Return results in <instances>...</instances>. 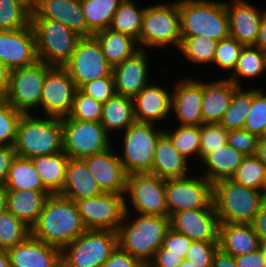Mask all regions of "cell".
I'll use <instances>...</instances> for the list:
<instances>
[{"label": "cell", "instance_id": "9", "mask_svg": "<svg viewBox=\"0 0 266 267\" xmlns=\"http://www.w3.org/2000/svg\"><path fill=\"white\" fill-rule=\"evenodd\" d=\"M117 247V232L86 229L61 249L62 267H100Z\"/></svg>", "mask_w": 266, "mask_h": 267}, {"label": "cell", "instance_id": "57", "mask_svg": "<svg viewBox=\"0 0 266 267\" xmlns=\"http://www.w3.org/2000/svg\"><path fill=\"white\" fill-rule=\"evenodd\" d=\"M236 267H266V257L258 249L255 252L234 257Z\"/></svg>", "mask_w": 266, "mask_h": 267}, {"label": "cell", "instance_id": "11", "mask_svg": "<svg viewBox=\"0 0 266 267\" xmlns=\"http://www.w3.org/2000/svg\"><path fill=\"white\" fill-rule=\"evenodd\" d=\"M195 175L190 173L185 177L165 180L169 217L188 209L215 208L213 184L200 173Z\"/></svg>", "mask_w": 266, "mask_h": 267}, {"label": "cell", "instance_id": "14", "mask_svg": "<svg viewBox=\"0 0 266 267\" xmlns=\"http://www.w3.org/2000/svg\"><path fill=\"white\" fill-rule=\"evenodd\" d=\"M82 222L88 230L117 232L125 215V194L102 193L75 201Z\"/></svg>", "mask_w": 266, "mask_h": 267}, {"label": "cell", "instance_id": "63", "mask_svg": "<svg viewBox=\"0 0 266 267\" xmlns=\"http://www.w3.org/2000/svg\"><path fill=\"white\" fill-rule=\"evenodd\" d=\"M7 210V190L5 186H0V214Z\"/></svg>", "mask_w": 266, "mask_h": 267}, {"label": "cell", "instance_id": "33", "mask_svg": "<svg viewBox=\"0 0 266 267\" xmlns=\"http://www.w3.org/2000/svg\"><path fill=\"white\" fill-rule=\"evenodd\" d=\"M108 63L114 67L140 50L138 41L110 28L93 34Z\"/></svg>", "mask_w": 266, "mask_h": 267}, {"label": "cell", "instance_id": "55", "mask_svg": "<svg viewBox=\"0 0 266 267\" xmlns=\"http://www.w3.org/2000/svg\"><path fill=\"white\" fill-rule=\"evenodd\" d=\"M183 259L178 255L168 253L167 249L162 246L154 253L152 259L148 262L146 267H179Z\"/></svg>", "mask_w": 266, "mask_h": 267}, {"label": "cell", "instance_id": "6", "mask_svg": "<svg viewBox=\"0 0 266 267\" xmlns=\"http://www.w3.org/2000/svg\"><path fill=\"white\" fill-rule=\"evenodd\" d=\"M145 6L140 49L164 50L171 45L178 50L182 39L178 0Z\"/></svg>", "mask_w": 266, "mask_h": 267}, {"label": "cell", "instance_id": "13", "mask_svg": "<svg viewBox=\"0 0 266 267\" xmlns=\"http://www.w3.org/2000/svg\"><path fill=\"white\" fill-rule=\"evenodd\" d=\"M45 74L46 64L41 61L11 70L10 88L6 100L22 114H32V112L36 114L40 111Z\"/></svg>", "mask_w": 266, "mask_h": 267}, {"label": "cell", "instance_id": "67", "mask_svg": "<svg viewBox=\"0 0 266 267\" xmlns=\"http://www.w3.org/2000/svg\"><path fill=\"white\" fill-rule=\"evenodd\" d=\"M24 1H26L31 6H33L35 4V2H36V0H24Z\"/></svg>", "mask_w": 266, "mask_h": 267}, {"label": "cell", "instance_id": "41", "mask_svg": "<svg viewBox=\"0 0 266 267\" xmlns=\"http://www.w3.org/2000/svg\"><path fill=\"white\" fill-rule=\"evenodd\" d=\"M170 127L164 129V133L170 138L174 147L181 153L187 160L189 158L195 159L194 165L199 162L200 151V126H184L178 125L171 131ZM168 129V130H166ZM194 156V157H193Z\"/></svg>", "mask_w": 266, "mask_h": 267}, {"label": "cell", "instance_id": "20", "mask_svg": "<svg viewBox=\"0 0 266 267\" xmlns=\"http://www.w3.org/2000/svg\"><path fill=\"white\" fill-rule=\"evenodd\" d=\"M82 159L103 192L126 193L128 174L125 172L113 146L104 152L89 155Z\"/></svg>", "mask_w": 266, "mask_h": 267}, {"label": "cell", "instance_id": "53", "mask_svg": "<svg viewBox=\"0 0 266 267\" xmlns=\"http://www.w3.org/2000/svg\"><path fill=\"white\" fill-rule=\"evenodd\" d=\"M192 240L186 235L180 234L170 228L163 240L162 247L168 250V253L178 255L184 259L189 250Z\"/></svg>", "mask_w": 266, "mask_h": 267}, {"label": "cell", "instance_id": "35", "mask_svg": "<svg viewBox=\"0 0 266 267\" xmlns=\"http://www.w3.org/2000/svg\"><path fill=\"white\" fill-rule=\"evenodd\" d=\"M264 74L266 75V52L256 46H244L233 73L225 78L242 87L240 79H257Z\"/></svg>", "mask_w": 266, "mask_h": 267}, {"label": "cell", "instance_id": "58", "mask_svg": "<svg viewBox=\"0 0 266 267\" xmlns=\"http://www.w3.org/2000/svg\"><path fill=\"white\" fill-rule=\"evenodd\" d=\"M253 226L256 234L259 236V239H266V200L262 203V206L253 222Z\"/></svg>", "mask_w": 266, "mask_h": 267}, {"label": "cell", "instance_id": "61", "mask_svg": "<svg viewBox=\"0 0 266 267\" xmlns=\"http://www.w3.org/2000/svg\"><path fill=\"white\" fill-rule=\"evenodd\" d=\"M260 24V30L255 46L266 52V9Z\"/></svg>", "mask_w": 266, "mask_h": 267}, {"label": "cell", "instance_id": "27", "mask_svg": "<svg viewBox=\"0 0 266 267\" xmlns=\"http://www.w3.org/2000/svg\"><path fill=\"white\" fill-rule=\"evenodd\" d=\"M190 161L191 158L187 160L179 153L170 138L163 133L158 139L150 174L165 180L185 177L192 170Z\"/></svg>", "mask_w": 266, "mask_h": 267}, {"label": "cell", "instance_id": "42", "mask_svg": "<svg viewBox=\"0 0 266 267\" xmlns=\"http://www.w3.org/2000/svg\"><path fill=\"white\" fill-rule=\"evenodd\" d=\"M32 6L24 0H0V30H18L31 23Z\"/></svg>", "mask_w": 266, "mask_h": 267}, {"label": "cell", "instance_id": "51", "mask_svg": "<svg viewBox=\"0 0 266 267\" xmlns=\"http://www.w3.org/2000/svg\"><path fill=\"white\" fill-rule=\"evenodd\" d=\"M79 90L96 101L104 104L108 99L116 94L114 78L111 74L108 77L93 80L83 84Z\"/></svg>", "mask_w": 266, "mask_h": 267}, {"label": "cell", "instance_id": "24", "mask_svg": "<svg viewBox=\"0 0 266 267\" xmlns=\"http://www.w3.org/2000/svg\"><path fill=\"white\" fill-rule=\"evenodd\" d=\"M7 253L10 267H62L61 249L32 235Z\"/></svg>", "mask_w": 266, "mask_h": 267}, {"label": "cell", "instance_id": "46", "mask_svg": "<svg viewBox=\"0 0 266 267\" xmlns=\"http://www.w3.org/2000/svg\"><path fill=\"white\" fill-rule=\"evenodd\" d=\"M243 47L241 43L231 36L220 40L216 46L212 65L218 67V70L229 72L230 76L236 67Z\"/></svg>", "mask_w": 266, "mask_h": 267}, {"label": "cell", "instance_id": "62", "mask_svg": "<svg viewBox=\"0 0 266 267\" xmlns=\"http://www.w3.org/2000/svg\"><path fill=\"white\" fill-rule=\"evenodd\" d=\"M256 156L266 166V137L259 139Z\"/></svg>", "mask_w": 266, "mask_h": 267}, {"label": "cell", "instance_id": "64", "mask_svg": "<svg viewBox=\"0 0 266 267\" xmlns=\"http://www.w3.org/2000/svg\"><path fill=\"white\" fill-rule=\"evenodd\" d=\"M0 267H10L9 257L6 250H0Z\"/></svg>", "mask_w": 266, "mask_h": 267}, {"label": "cell", "instance_id": "25", "mask_svg": "<svg viewBox=\"0 0 266 267\" xmlns=\"http://www.w3.org/2000/svg\"><path fill=\"white\" fill-rule=\"evenodd\" d=\"M152 84L150 82L133 98L134 117L137 122L159 125V121L166 122L167 117L170 118L172 90Z\"/></svg>", "mask_w": 266, "mask_h": 267}, {"label": "cell", "instance_id": "39", "mask_svg": "<svg viewBox=\"0 0 266 267\" xmlns=\"http://www.w3.org/2000/svg\"><path fill=\"white\" fill-rule=\"evenodd\" d=\"M253 104V89L238 87L233 95L228 110L219 123L227 131L243 129L245 120Z\"/></svg>", "mask_w": 266, "mask_h": 267}, {"label": "cell", "instance_id": "31", "mask_svg": "<svg viewBox=\"0 0 266 267\" xmlns=\"http://www.w3.org/2000/svg\"><path fill=\"white\" fill-rule=\"evenodd\" d=\"M49 195V191L7 190V210L31 229Z\"/></svg>", "mask_w": 266, "mask_h": 267}, {"label": "cell", "instance_id": "12", "mask_svg": "<svg viewBox=\"0 0 266 267\" xmlns=\"http://www.w3.org/2000/svg\"><path fill=\"white\" fill-rule=\"evenodd\" d=\"M128 203L135 214L169 217L165 179L150 173L129 174L125 193V204Z\"/></svg>", "mask_w": 266, "mask_h": 267}, {"label": "cell", "instance_id": "4", "mask_svg": "<svg viewBox=\"0 0 266 267\" xmlns=\"http://www.w3.org/2000/svg\"><path fill=\"white\" fill-rule=\"evenodd\" d=\"M181 36H205L220 41L230 36L226 1L178 0Z\"/></svg>", "mask_w": 266, "mask_h": 267}, {"label": "cell", "instance_id": "45", "mask_svg": "<svg viewBox=\"0 0 266 267\" xmlns=\"http://www.w3.org/2000/svg\"><path fill=\"white\" fill-rule=\"evenodd\" d=\"M243 129L257 135L266 136V90L253 89V104L245 120Z\"/></svg>", "mask_w": 266, "mask_h": 267}, {"label": "cell", "instance_id": "21", "mask_svg": "<svg viewBox=\"0 0 266 267\" xmlns=\"http://www.w3.org/2000/svg\"><path fill=\"white\" fill-rule=\"evenodd\" d=\"M230 36L243 46H255L264 10L247 0L226 1Z\"/></svg>", "mask_w": 266, "mask_h": 267}, {"label": "cell", "instance_id": "66", "mask_svg": "<svg viewBox=\"0 0 266 267\" xmlns=\"http://www.w3.org/2000/svg\"><path fill=\"white\" fill-rule=\"evenodd\" d=\"M179 267H198L194 265L191 261L183 259L181 265Z\"/></svg>", "mask_w": 266, "mask_h": 267}, {"label": "cell", "instance_id": "47", "mask_svg": "<svg viewBox=\"0 0 266 267\" xmlns=\"http://www.w3.org/2000/svg\"><path fill=\"white\" fill-rule=\"evenodd\" d=\"M22 115L7 100H0V146H14Z\"/></svg>", "mask_w": 266, "mask_h": 267}, {"label": "cell", "instance_id": "5", "mask_svg": "<svg viewBox=\"0 0 266 267\" xmlns=\"http://www.w3.org/2000/svg\"><path fill=\"white\" fill-rule=\"evenodd\" d=\"M263 192L248 188L232 179L213 184V203L219 223L253 224L262 203Z\"/></svg>", "mask_w": 266, "mask_h": 267}, {"label": "cell", "instance_id": "52", "mask_svg": "<svg viewBox=\"0 0 266 267\" xmlns=\"http://www.w3.org/2000/svg\"><path fill=\"white\" fill-rule=\"evenodd\" d=\"M259 137L248 131H228L227 144L242 153L244 156H253L257 153Z\"/></svg>", "mask_w": 266, "mask_h": 267}, {"label": "cell", "instance_id": "17", "mask_svg": "<svg viewBox=\"0 0 266 267\" xmlns=\"http://www.w3.org/2000/svg\"><path fill=\"white\" fill-rule=\"evenodd\" d=\"M178 79L171 91V114L176 116L177 125L201 126L203 81L188 75L187 78Z\"/></svg>", "mask_w": 266, "mask_h": 267}, {"label": "cell", "instance_id": "28", "mask_svg": "<svg viewBox=\"0 0 266 267\" xmlns=\"http://www.w3.org/2000/svg\"><path fill=\"white\" fill-rule=\"evenodd\" d=\"M104 193L82 158H69L66 180L59 193L67 199L78 201Z\"/></svg>", "mask_w": 266, "mask_h": 267}, {"label": "cell", "instance_id": "1", "mask_svg": "<svg viewBox=\"0 0 266 267\" xmlns=\"http://www.w3.org/2000/svg\"><path fill=\"white\" fill-rule=\"evenodd\" d=\"M85 230L76 203L60 194H51L47 197L37 222L31 228V235L62 249Z\"/></svg>", "mask_w": 266, "mask_h": 267}, {"label": "cell", "instance_id": "29", "mask_svg": "<svg viewBox=\"0 0 266 267\" xmlns=\"http://www.w3.org/2000/svg\"><path fill=\"white\" fill-rule=\"evenodd\" d=\"M219 248L233 257L255 252L260 239L253 224L219 223Z\"/></svg>", "mask_w": 266, "mask_h": 267}, {"label": "cell", "instance_id": "59", "mask_svg": "<svg viewBox=\"0 0 266 267\" xmlns=\"http://www.w3.org/2000/svg\"><path fill=\"white\" fill-rule=\"evenodd\" d=\"M10 69L0 62V100H6L10 88Z\"/></svg>", "mask_w": 266, "mask_h": 267}, {"label": "cell", "instance_id": "2", "mask_svg": "<svg viewBox=\"0 0 266 267\" xmlns=\"http://www.w3.org/2000/svg\"><path fill=\"white\" fill-rule=\"evenodd\" d=\"M129 207L125 204L124 219L117 230L118 247L147 265L171 228L170 217L135 215Z\"/></svg>", "mask_w": 266, "mask_h": 267}, {"label": "cell", "instance_id": "23", "mask_svg": "<svg viewBox=\"0 0 266 267\" xmlns=\"http://www.w3.org/2000/svg\"><path fill=\"white\" fill-rule=\"evenodd\" d=\"M31 19H51L63 23L81 38L93 36L88 30L81 0H36Z\"/></svg>", "mask_w": 266, "mask_h": 267}, {"label": "cell", "instance_id": "60", "mask_svg": "<svg viewBox=\"0 0 266 267\" xmlns=\"http://www.w3.org/2000/svg\"><path fill=\"white\" fill-rule=\"evenodd\" d=\"M212 267H236L235 259L219 248L214 255Z\"/></svg>", "mask_w": 266, "mask_h": 267}, {"label": "cell", "instance_id": "36", "mask_svg": "<svg viewBox=\"0 0 266 267\" xmlns=\"http://www.w3.org/2000/svg\"><path fill=\"white\" fill-rule=\"evenodd\" d=\"M6 190L48 191L31 159L16 156L4 184Z\"/></svg>", "mask_w": 266, "mask_h": 267}, {"label": "cell", "instance_id": "7", "mask_svg": "<svg viewBox=\"0 0 266 267\" xmlns=\"http://www.w3.org/2000/svg\"><path fill=\"white\" fill-rule=\"evenodd\" d=\"M163 128L161 125L135 121L123 133H119L122 135V139H119L122 148L119 151L122 152H118V157L128 175L150 173L158 139L164 133Z\"/></svg>", "mask_w": 266, "mask_h": 267}, {"label": "cell", "instance_id": "10", "mask_svg": "<svg viewBox=\"0 0 266 267\" xmlns=\"http://www.w3.org/2000/svg\"><path fill=\"white\" fill-rule=\"evenodd\" d=\"M63 151L70 158H84L111 148V135L100 122L61 118Z\"/></svg>", "mask_w": 266, "mask_h": 267}, {"label": "cell", "instance_id": "8", "mask_svg": "<svg viewBox=\"0 0 266 267\" xmlns=\"http://www.w3.org/2000/svg\"><path fill=\"white\" fill-rule=\"evenodd\" d=\"M30 24L35 34L38 61L63 67L81 37L63 23L51 19H31Z\"/></svg>", "mask_w": 266, "mask_h": 267}, {"label": "cell", "instance_id": "37", "mask_svg": "<svg viewBox=\"0 0 266 267\" xmlns=\"http://www.w3.org/2000/svg\"><path fill=\"white\" fill-rule=\"evenodd\" d=\"M134 0H123L113 15L110 29L126 34L138 41L140 47V33L142 17L145 7L140 8Z\"/></svg>", "mask_w": 266, "mask_h": 267}, {"label": "cell", "instance_id": "19", "mask_svg": "<svg viewBox=\"0 0 266 267\" xmlns=\"http://www.w3.org/2000/svg\"><path fill=\"white\" fill-rule=\"evenodd\" d=\"M170 227L192 241L218 242L219 220L215 208L175 212L170 216Z\"/></svg>", "mask_w": 266, "mask_h": 267}, {"label": "cell", "instance_id": "22", "mask_svg": "<svg viewBox=\"0 0 266 267\" xmlns=\"http://www.w3.org/2000/svg\"><path fill=\"white\" fill-rule=\"evenodd\" d=\"M146 49H140L112 69L116 94L133 99L150 81Z\"/></svg>", "mask_w": 266, "mask_h": 267}, {"label": "cell", "instance_id": "49", "mask_svg": "<svg viewBox=\"0 0 266 267\" xmlns=\"http://www.w3.org/2000/svg\"><path fill=\"white\" fill-rule=\"evenodd\" d=\"M228 131L219 123L202 124L200 126L199 163L210 152L227 144Z\"/></svg>", "mask_w": 266, "mask_h": 267}, {"label": "cell", "instance_id": "15", "mask_svg": "<svg viewBox=\"0 0 266 267\" xmlns=\"http://www.w3.org/2000/svg\"><path fill=\"white\" fill-rule=\"evenodd\" d=\"M63 67L78 89L87 82L110 76L113 69L94 36L80 38L75 51Z\"/></svg>", "mask_w": 266, "mask_h": 267}, {"label": "cell", "instance_id": "65", "mask_svg": "<svg viewBox=\"0 0 266 267\" xmlns=\"http://www.w3.org/2000/svg\"><path fill=\"white\" fill-rule=\"evenodd\" d=\"M259 250L263 253V255L266 257V239L260 240L259 243Z\"/></svg>", "mask_w": 266, "mask_h": 267}, {"label": "cell", "instance_id": "3", "mask_svg": "<svg viewBox=\"0 0 266 267\" xmlns=\"http://www.w3.org/2000/svg\"><path fill=\"white\" fill-rule=\"evenodd\" d=\"M23 114L17 129L14 150L17 156L31 159L63 151L61 118Z\"/></svg>", "mask_w": 266, "mask_h": 267}, {"label": "cell", "instance_id": "30", "mask_svg": "<svg viewBox=\"0 0 266 267\" xmlns=\"http://www.w3.org/2000/svg\"><path fill=\"white\" fill-rule=\"evenodd\" d=\"M245 156L228 144L207 154L198 163L203 175L212 184L219 180L231 179Z\"/></svg>", "mask_w": 266, "mask_h": 267}, {"label": "cell", "instance_id": "44", "mask_svg": "<svg viewBox=\"0 0 266 267\" xmlns=\"http://www.w3.org/2000/svg\"><path fill=\"white\" fill-rule=\"evenodd\" d=\"M31 235V229L10 211L0 214V250H9Z\"/></svg>", "mask_w": 266, "mask_h": 267}, {"label": "cell", "instance_id": "56", "mask_svg": "<svg viewBox=\"0 0 266 267\" xmlns=\"http://www.w3.org/2000/svg\"><path fill=\"white\" fill-rule=\"evenodd\" d=\"M16 156L13 146H0V186H4L9 169Z\"/></svg>", "mask_w": 266, "mask_h": 267}, {"label": "cell", "instance_id": "50", "mask_svg": "<svg viewBox=\"0 0 266 267\" xmlns=\"http://www.w3.org/2000/svg\"><path fill=\"white\" fill-rule=\"evenodd\" d=\"M218 242L192 241L184 259L198 267H212Z\"/></svg>", "mask_w": 266, "mask_h": 267}, {"label": "cell", "instance_id": "26", "mask_svg": "<svg viewBox=\"0 0 266 267\" xmlns=\"http://www.w3.org/2000/svg\"><path fill=\"white\" fill-rule=\"evenodd\" d=\"M219 79V80H218ZM203 80L202 117L203 124L220 123L230 106L232 95L238 88L227 78Z\"/></svg>", "mask_w": 266, "mask_h": 267}, {"label": "cell", "instance_id": "18", "mask_svg": "<svg viewBox=\"0 0 266 267\" xmlns=\"http://www.w3.org/2000/svg\"><path fill=\"white\" fill-rule=\"evenodd\" d=\"M38 61L35 34L31 24L18 30H0V62L10 70Z\"/></svg>", "mask_w": 266, "mask_h": 267}, {"label": "cell", "instance_id": "40", "mask_svg": "<svg viewBox=\"0 0 266 267\" xmlns=\"http://www.w3.org/2000/svg\"><path fill=\"white\" fill-rule=\"evenodd\" d=\"M178 48L183 57L191 64L212 66L218 41L205 36H181Z\"/></svg>", "mask_w": 266, "mask_h": 267}, {"label": "cell", "instance_id": "43", "mask_svg": "<svg viewBox=\"0 0 266 267\" xmlns=\"http://www.w3.org/2000/svg\"><path fill=\"white\" fill-rule=\"evenodd\" d=\"M231 179L238 184L263 192L266 166L256 155L245 156Z\"/></svg>", "mask_w": 266, "mask_h": 267}, {"label": "cell", "instance_id": "32", "mask_svg": "<svg viewBox=\"0 0 266 267\" xmlns=\"http://www.w3.org/2000/svg\"><path fill=\"white\" fill-rule=\"evenodd\" d=\"M135 121L133 99L115 94L103 104L100 123L110 135L119 137Z\"/></svg>", "mask_w": 266, "mask_h": 267}, {"label": "cell", "instance_id": "68", "mask_svg": "<svg viewBox=\"0 0 266 267\" xmlns=\"http://www.w3.org/2000/svg\"><path fill=\"white\" fill-rule=\"evenodd\" d=\"M263 195H264V197L266 199V181H265L264 188H263Z\"/></svg>", "mask_w": 266, "mask_h": 267}, {"label": "cell", "instance_id": "54", "mask_svg": "<svg viewBox=\"0 0 266 267\" xmlns=\"http://www.w3.org/2000/svg\"><path fill=\"white\" fill-rule=\"evenodd\" d=\"M100 267H146L138 258L121 250L119 247Z\"/></svg>", "mask_w": 266, "mask_h": 267}, {"label": "cell", "instance_id": "16", "mask_svg": "<svg viewBox=\"0 0 266 267\" xmlns=\"http://www.w3.org/2000/svg\"><path fill=\"white\" fill-rule=\"evenodd\" d=\"M78 88L64 67L48 66L42 87V116L66 117L71 112Z\"/></svg>", "mask_w": 266, "mask_h": 267}, {"label": "cell", "instance_id": "48", "mask_svg": "<svg viewBox=\"0 0 266 267\" xmlns=\"http://www.w3.org/2000/svg\"><path fill=\"white\" fill-rule=\"evenodd\" d=\"M103 104L94 98L83 94L79 89L73 100L71 112L67 116L71 119L100 122Z\"/></svg>", "mask_w": 266, "mask_h": 267}, {"label": "cell", "instance_id": "34", "mask_svg": "<svg viewBox=\"0 0 266 267\" xmlns=\"http://www.w3.org/2000/svg\"><path fill=\"white\" fill-rule=\"evenodd\" d=\"M69 156L64 152L31 158L44 187L51 194H59L65 184Z\"/></svg>", "mask_w": 266, "mask_h": 267}, {"label": "cell", "instance_id": "38", "mask_svg": "<svg viewBox=\"0 0 266 267\" xmlns=\"http://www.w3.org/2000/svg\"><path fill=\"white\" fill-rule=\"evenodd\" d=\"M123 0H81V7L88 30L95 34L107 29Z\"/></svg>", "mask_w": 266, "mask_h": 267}]
</instances>
